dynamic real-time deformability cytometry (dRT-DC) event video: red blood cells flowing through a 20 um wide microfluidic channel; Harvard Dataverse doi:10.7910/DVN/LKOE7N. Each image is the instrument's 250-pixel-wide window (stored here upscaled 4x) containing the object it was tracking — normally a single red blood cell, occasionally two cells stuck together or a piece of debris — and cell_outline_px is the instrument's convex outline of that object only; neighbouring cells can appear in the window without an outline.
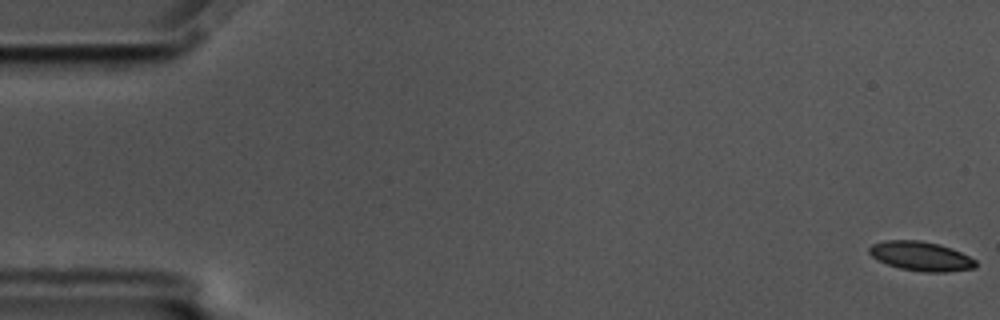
{"species": "common noctule bat (a hibernating species)", "species_latin": "Nyctalus noctula", "temperature_condition": "cold", "stored_images_in_passage": 59, "camera_frame_rate_fps": 3000, "um_per_image_px": 0.085, "animal": {"sex": "male", "body_mass_g": 17.5, "forearm_length_mm": 52.3}, "frame": {"image": 1, "passage_image": 1, "time_ms": 0.0, "image_size_px": [1000, 320], "cell_outline_px": [[976, 268], [944, 272], [924, 272], [900, 268], [888, 264], [872, 256], [868, 252], [868, 248], [872, 244], [884, 240], [920, 240], [940, 244], [952, 248], [976, 260]], "centroid_in_image_um": [78.28, 21.76], "position_along_channel_um": 6.7, "area_um2": 18.15}}
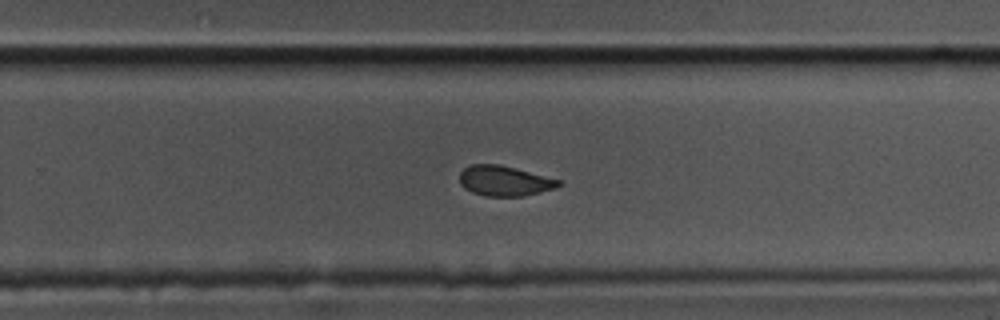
{"frame": {"image": 2, "passage_image": 38, "time_ms": 12.333, "image_size_px": [1000, 320], "cell_outline_px": [[560, 184], [556, 188], [524, 196], [484, 196], [472, 192], [464, 188], [460, 184], [460, 172], [464, 168], [472, 164], [500, 164], [560, 180]], "centroid_in_image_um": [42.85, 15.37], "position_along_channel_um": 287.0, "area_um2": 17.34}}
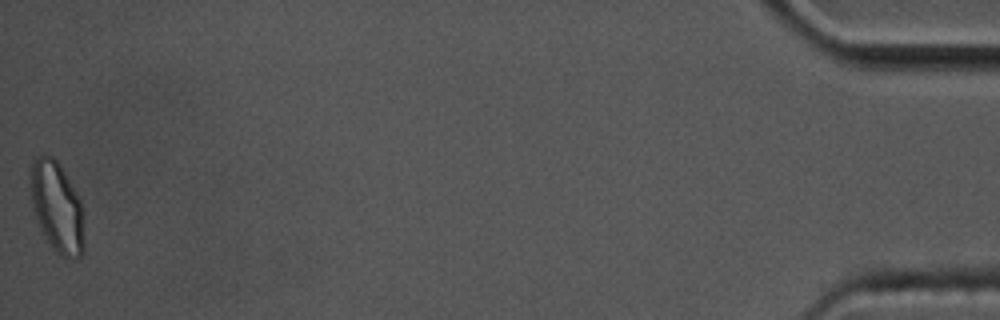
{"frame": {"image": 3, "passage_image": 59, "time_ms": 19.333, "image_size_px": [1000, 320], "cell_outline_px": [[84, 252], [80, 256], [72, 260], [64, 256], [52, 248], [36, 216], [32, 204], [28, 172], [36, 156], [52, 156], [60, 164], [76, 192], [80, 200], [84, 236]], "centroid_in_image_um": [4.84, 17.57], "position_along_channel_um": 430.4, "area_um2": 28.03}, "authors_computed_cell_mechanics": {"area_um2": 18.9006, "velocity_mm_per_s": 3.4467, "shape_relaxation_time_tau1_ms": 5.5463, "shape_relaxation_time_tau2_ms": 1.5722, "deformation_change_tau1": 0.1509, "deformation_change_tau2": 0.0631}}